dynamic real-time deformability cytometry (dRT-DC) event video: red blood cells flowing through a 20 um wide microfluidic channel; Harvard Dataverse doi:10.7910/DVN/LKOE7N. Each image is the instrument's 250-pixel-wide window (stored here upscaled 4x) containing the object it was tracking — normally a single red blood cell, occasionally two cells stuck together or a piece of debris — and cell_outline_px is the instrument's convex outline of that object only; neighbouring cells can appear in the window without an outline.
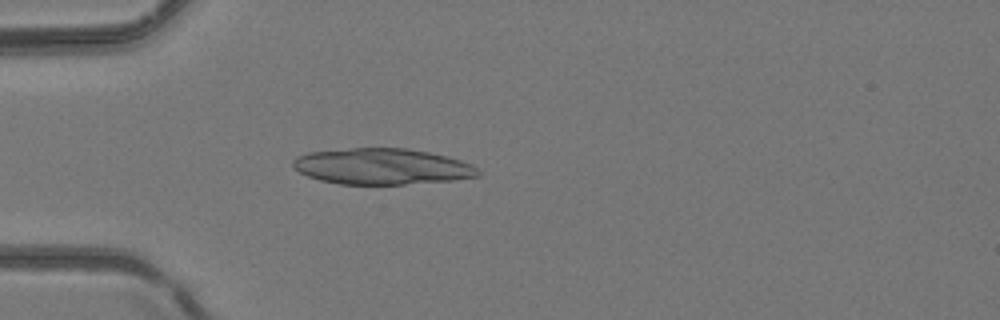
{"species": "common noctule bat (a hibernating species)", "species_latin": "Nyctalus noctula", "temperature_condition": "room temperature", "stored_images_in_passage": 1, "camera_frame_rate_fps": 3000, "um_per_image_px": 0.085, "animal": {"sex": "female", "body_mass_g": 24.6, "forearm_length_mm": 56.2}, "frame": {"image": 1, "passage_image": 1, "time_ms": 0.0, "image_size_px": [1000, 320], "cell_outline_px": [[480, 176], [452, 180], [404, 184], [340, 184], [320, 180], [308, 176], [300, 172], [292, 164], [292, 160], [296, 156], [308, 152], [352, 148], [408, 148], [428, 152], [460, 160], [472, 164], [480, 172]], "centroid_in_image_um": [32.46, 14.14], "position_along_channel_um": 52.5, "area_um2": 38.73}}